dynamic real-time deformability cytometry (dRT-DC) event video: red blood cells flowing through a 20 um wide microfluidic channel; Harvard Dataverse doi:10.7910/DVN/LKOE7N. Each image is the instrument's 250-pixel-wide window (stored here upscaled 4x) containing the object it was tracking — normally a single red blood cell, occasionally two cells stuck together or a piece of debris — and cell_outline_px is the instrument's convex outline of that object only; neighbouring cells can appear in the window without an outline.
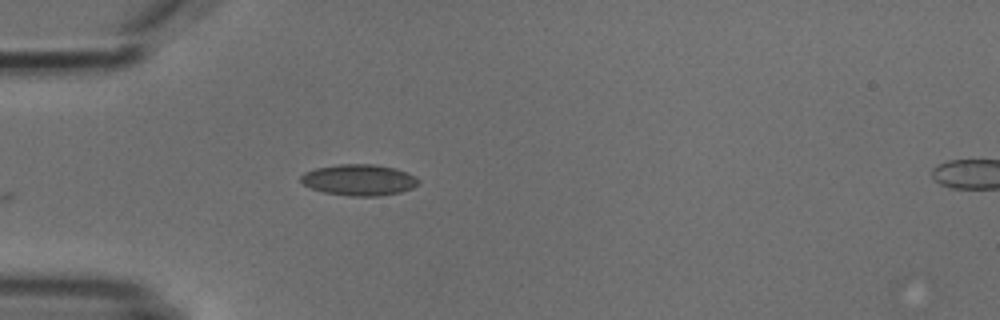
{"species": "common noctule bat (a hibernating species)", "species_latin": "Nyctalus noctula", "temperature_condition": "cold", "stored_images_in_passage": 4, "camera_frame_rate_fps": 3000, "um_per_image_px": 0.085, "animal": {"sex": "male", "body_mass_g": 18.8}, "frame": {"image": 1, "passage_image": 4, "time_ms": 3.333, "image_size_px": [1000, 320], "cell_outline_px": [[420, 184], [412, 188], [400, 192], [376, 196], [352, 196], [324, 192], [312, 188], [304, 184], [300, 180], [300, 176], [304, 172], [316, 168], [340, 164], [376, 164], [392, 168], [416, 176], [420, 180]], "centroid_in_image_um": [30.52, 15.29], "position_along_channel_um": 54.5, "area_um2": 21.21}}